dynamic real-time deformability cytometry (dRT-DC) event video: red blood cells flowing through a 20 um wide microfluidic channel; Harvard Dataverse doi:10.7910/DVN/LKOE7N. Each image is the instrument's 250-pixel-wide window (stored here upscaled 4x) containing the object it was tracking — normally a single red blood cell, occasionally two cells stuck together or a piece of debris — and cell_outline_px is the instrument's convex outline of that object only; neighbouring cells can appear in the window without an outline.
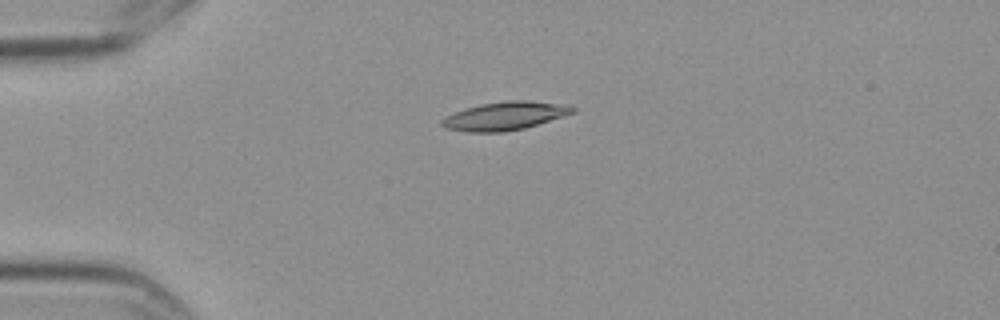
{"species": "Egyptian fruit bat (a non-hibernating species)", "species_latin": "Rousettus aegyptiacus", "temperature_condition": "cold", "stored_images_in_passage": 5, "camera_frame_rate_fps": 3000, "um_per_image_px": 0.085, "frame": {"image": 1, "passage_image": 5, "time_ms": 1.333, "image_size_px": [1000, 320], "cell_outline_px": [[576, 112], [524, 128], [504, 132], [468, 132], [448, 128], [440, 124], [440, 120], [444, 116], [464, 108], [480, 104], [508, 100], [528, 100], [568, 104], [576, 108]], "centroid_in_image_um": [42.92, 9.84], "position_along_channel_um": 42.1, "area_um2": 21.73}}